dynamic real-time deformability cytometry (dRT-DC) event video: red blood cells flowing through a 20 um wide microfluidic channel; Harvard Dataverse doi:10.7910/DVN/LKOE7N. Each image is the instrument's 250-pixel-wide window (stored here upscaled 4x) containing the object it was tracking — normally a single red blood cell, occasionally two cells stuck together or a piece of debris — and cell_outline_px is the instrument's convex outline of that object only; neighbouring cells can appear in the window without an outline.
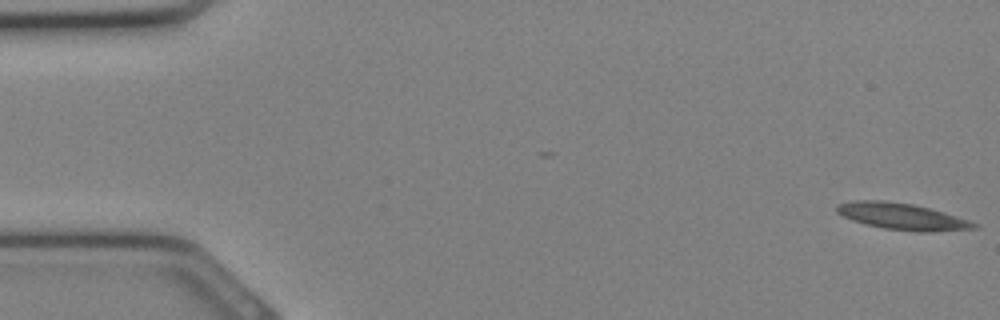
{"species": "Egyptian fruit bat (a non-hibernating species)", "species_latin": "Rousettus aegyptiacus", "temperature_condition": "cold", "stored_images_in_passage": 12, "camera_frame_rate_fps": 3000, "um_per_image_px": 0.085, "animal": {"sex": "female"}, "frame": {"image": 1, "passage_image": 1, "time_ms": 0.0, "image_size_px": [1000, 320], "cell_outline_px": [[980, 228], [932, 232], [920, 232], [884, 228], [852, 220], [836, 212], [836, 204], [852, 200], [884, 200], [912, 204], [944, 212], [980, 224]], "centroid_in_image_um": [76.7, 18.39], "position_along_channel_um": 8.3, "area_um2": 21.21}}
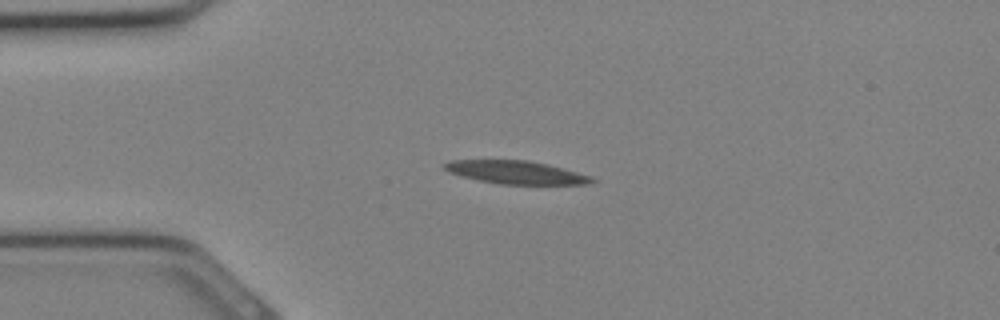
{"frame": {"image": 2, "passage_image": 8, "time_ms": 2.333, "image_size_px": [1000, 320], "cell_outline_px": [[596, 180], [588, 184], [500, 184], [480, 180], [448, 172], [444, 168], [444, 164], [452, 160], [528, 160], [548, 164], [592, 176]], "centroid_in_image_um": [43.9, 14.64], "position_along_channel_um": 41.1, "area_um2": 19.59}}
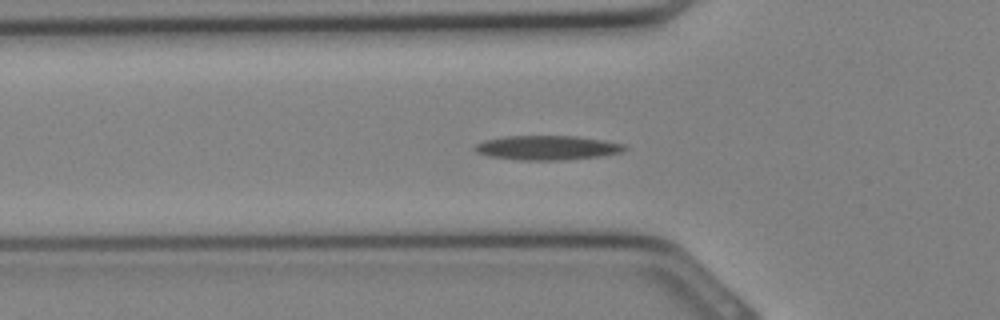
{"frame": {"image": 3, "passage_image": 11, "time_ms": 3.333, "image_size_px": [1000, 320], "cell_outline_px": [[628, 148], [620, 152], [600, 156], [564, 160], [520, 160], [488, 156], [476, 152], [472, 148], [476, 144], [484, 140], [504, 136], [576, 136], [604, 140], [624, 144]], "centroid_in_image_um": [46.48, 12.55], "position_along_channel_um": 79.3, "area_um2": 21.33}}